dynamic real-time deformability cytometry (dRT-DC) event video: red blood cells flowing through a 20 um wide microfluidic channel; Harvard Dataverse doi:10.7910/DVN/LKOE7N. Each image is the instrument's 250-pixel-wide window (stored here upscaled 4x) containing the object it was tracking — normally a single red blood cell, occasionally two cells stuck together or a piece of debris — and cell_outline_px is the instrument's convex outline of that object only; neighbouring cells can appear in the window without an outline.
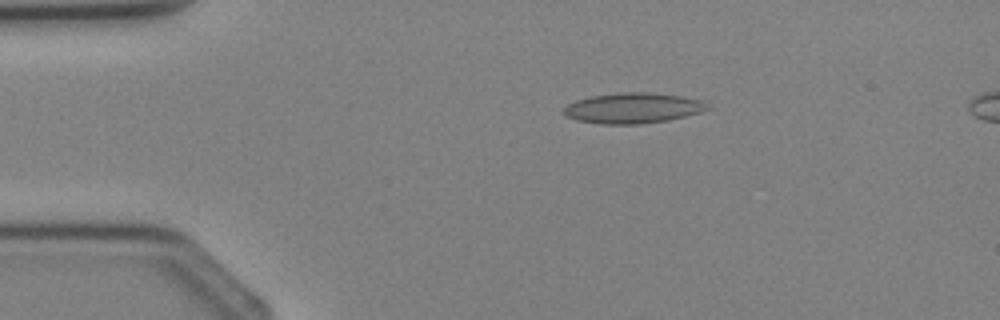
{"species": "Egyptian fruit bat (a non-hibernating species)", "species_latin": "Rousettus aegyptiacus", "temperature_condition": "cold", "stored_images_in_passage": 3, "camera_frame_rate_fps": 3000, "um_per_image_px": 0.085, "animal": {"sex": "female"}, "frame": {"image": 1, "passage_image": 1, "time_ms": 0.0, "image_size_px": [1000, 320], "cell_outline_px": [[712, 108], [700, 112], [668, 120], [640, 124], [600, 124], [576, 120], [568, 116], [564, 112], [564, 108], [568, 104], [576, 100], [592, 96], [620, 92], [648, 92], [684, 96], [700, 100], [708, 104]], "centroid_in_image_um": [53.82, 9.18], "position_along_channel_um": 31.2, "area_um2": 25.49}}
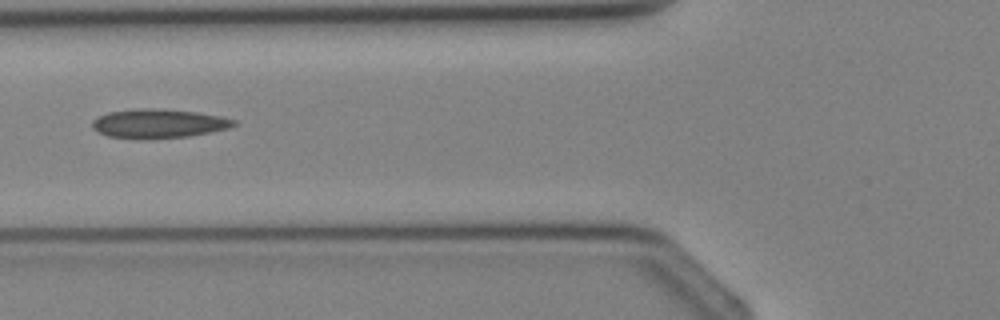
{"frame": {"image": 2, "passage_image": 3, "time_ms": 2.333, "image_size_px": [1000, 320], "cell_outline_px": [[236, 124], [228, 128], [188, 136], [108, 136], [96, 132], [92, 128], [92, 120], [108, 112], [152, 108], [196, 112], [220, 116], [236, 120]], "centroid_in_image_um": [13.49, 10.46], "position_along_channel_um": 112.3, "area_um2": 22.66}}